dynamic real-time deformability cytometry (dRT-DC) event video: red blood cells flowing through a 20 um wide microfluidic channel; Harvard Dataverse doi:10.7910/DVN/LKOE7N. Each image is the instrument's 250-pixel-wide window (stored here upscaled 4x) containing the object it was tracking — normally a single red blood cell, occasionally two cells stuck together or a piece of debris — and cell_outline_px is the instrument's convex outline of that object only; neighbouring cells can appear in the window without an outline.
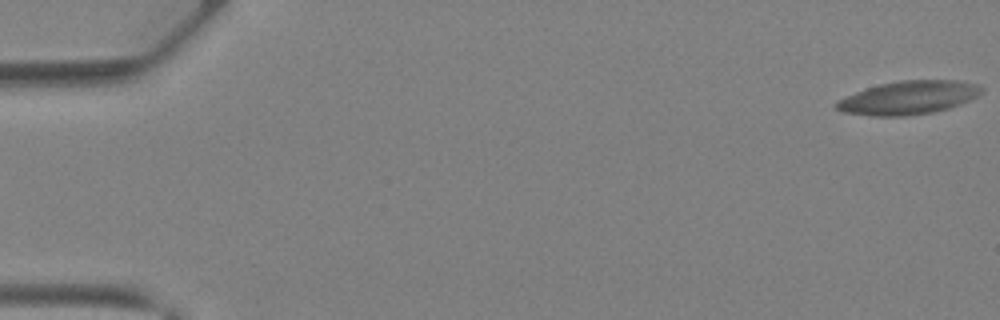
{"species": "Egyptian fruit bat (a non-hibernating species)", "species_latin": "Rousettus aegyptiacus", "temperature_condition": "warm", "stored_images_in_passage": 11, "camera_frame_rate_fps": 3000, "um_per_image_px": 0.085, "animal": {"sex": "female"}, "frame": {"image": 1, "passage_image": 1, "time_ms": 0.0, "image_size_px": [1000, 320], "cell_outline_px": [[984, 92], [960, 104], [948, 108], [932, 112], [904, 116], [872, 116], [844, 112], [836, 108], [836, 100], [856, 92], [880, 84], [900, 80], [956, 80], [976, 84], [984, 88]], "centroid_in_image_um": [77.23, 8.3], "position_along_channel_um": 7.8, "area_um2": 28.03}}